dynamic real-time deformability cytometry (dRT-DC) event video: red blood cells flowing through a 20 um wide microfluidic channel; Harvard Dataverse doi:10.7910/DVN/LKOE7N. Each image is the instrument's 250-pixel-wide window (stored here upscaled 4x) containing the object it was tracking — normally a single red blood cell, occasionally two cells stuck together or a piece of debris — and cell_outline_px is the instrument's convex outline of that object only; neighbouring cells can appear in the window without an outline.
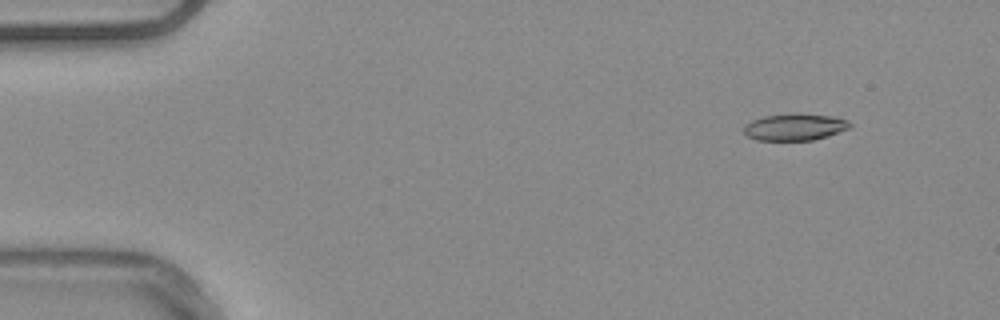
{"species": "common noctule bat (a hibernating species)", "species_latin": "Nyctalus noctula", "temperature_condition": "warm", "stored_images_in_passage": 9, "camera_frame_rate_fps": 3000, "um_per_image_px": 0.085, "animal": {"sex": "male", "body_mass_g": 20.4}, "frame": {"image": 1, "passage_image": 1, "time_ms": 0.0, "image_size_px": [1000, 320], "cell_outline_px": [[852, 124], [848, 128], [828, 136], [812, 140], [756, 140], [748, 136], [744, 132], [744, 128], [752, 120], [764, 116], [792, 112], [832, 116], [848, 120]], "centroid_in_image_um": [67.57, 10.78], "position_along_channel_um": 17.4, "area_um2": 16.59}}